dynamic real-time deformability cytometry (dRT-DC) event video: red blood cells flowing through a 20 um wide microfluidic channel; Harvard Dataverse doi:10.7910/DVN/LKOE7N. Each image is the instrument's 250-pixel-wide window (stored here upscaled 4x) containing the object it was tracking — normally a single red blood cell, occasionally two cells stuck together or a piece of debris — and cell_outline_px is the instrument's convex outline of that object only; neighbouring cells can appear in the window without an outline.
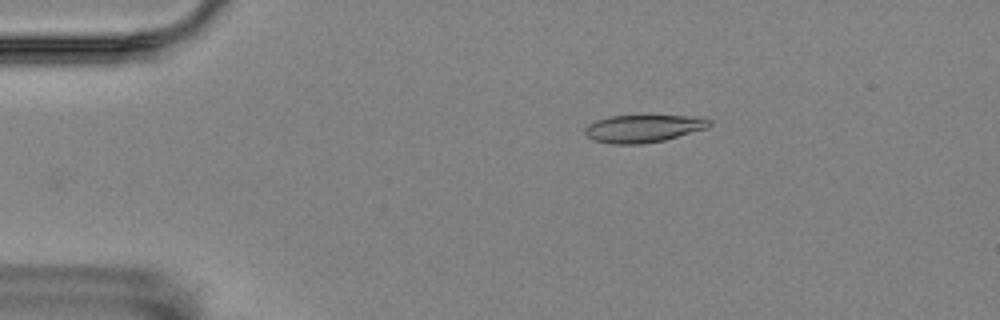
{"species": "Egyptian fruit bat (a non-hibernating species)", "species_latin": "Rousettus aegyptiacus", "temperature_condition": "room temperature", "stored_images_in_passage": 13, "camera_frame_rate_fps": 3000, "um_per_image_px": 0.085, "animal": {"sex": "female"}, "frame": {"image": 1, "passage_image": 1, "time_ms": 0.0, "image_size_px": [1000, 320], "cell_outline_px": [[712, 124], [708, 128], [664, 140], [644, 144], [612, 144], [596, 140], [588, 136], [584, 132], [584, 128], [588, 124], [596, 120], [608, 116], [704, 116], [712, 120]], "centroid_in_image_um": [54.73, 10.91], "position_along_channel_um": 30.3, "area_um2": 20.11}}
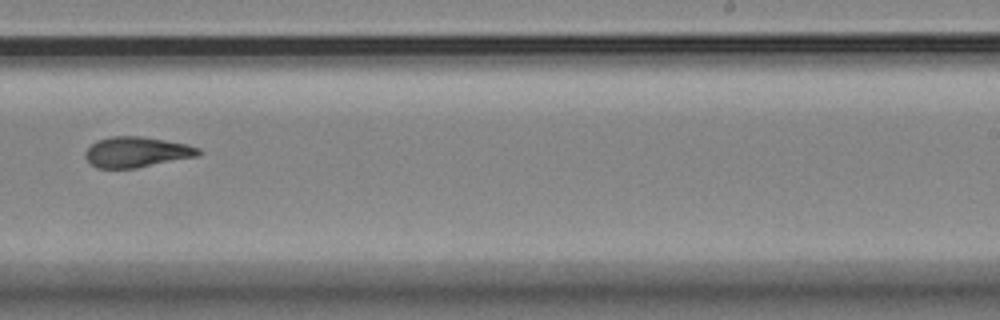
{"frame": {"image": 2, "passage_image": 8, "time_ms": 8.333, "image_size_px": [1000, 320], "cell_outline_px": [[200, 156], [136, 168], [96, 168], [84, 156], [84, 152], [96, 140], [108, 136], [140, 136], [164, 140], [184, 144], [200, 148]], "centroid_in_image_um": [11.6, 12.92], "position_along_channel_um": 277.4, "area_um2": 20.11}}
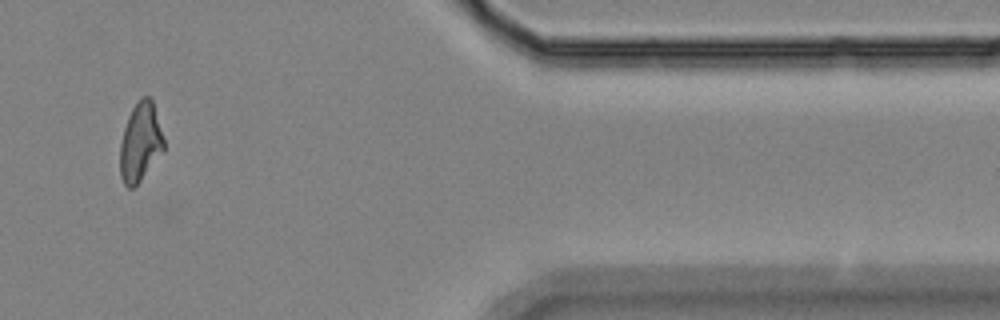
{"frame": {"image": 3, "passage_image": 12, "time_ms": 12.667, "image_size_px": [1000, 320], "cell_outline_px": [[164, 152], [140, 180], [132, 188], [128, 188], [124, 184], [120, 176], [120, 144], [124, 128], [128, 116], [132, 108], [144, 96], [148, 96], [152, 100], [164, 140]], "centroid_in_image_um": [11.92, 12.12], "position_along_channel_um": 399.5, "area_um2": 19.88}, "authors_computed_cell_mechanics": {"area_um2": 20.1144, "velocity_mm_per_s": 3.5944, "shape_relaxation_time_tau1_ms": null, "shape_relaxation_time_tau2_ms": 2.9146, "deformation_change_tau1": null, "deformation_change_tau2": 0.0815}}